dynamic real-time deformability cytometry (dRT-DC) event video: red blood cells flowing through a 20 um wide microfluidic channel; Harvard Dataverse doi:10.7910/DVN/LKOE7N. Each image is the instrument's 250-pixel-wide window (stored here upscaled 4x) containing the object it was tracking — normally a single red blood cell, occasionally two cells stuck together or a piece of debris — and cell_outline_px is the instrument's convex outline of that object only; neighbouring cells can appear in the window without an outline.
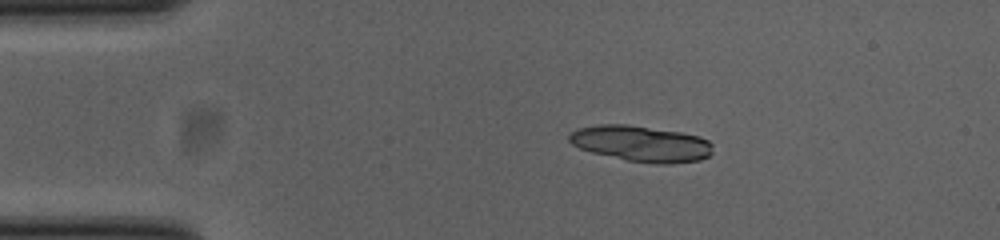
{"species": "common noctule bat (a hibernating species)", "species_latin": "Nyctalus noctula", "temperature_condition": "cold", "stored_images_in_passage": 21, "camera_frame_rate_fps": 3000, "um_per_image_px": 0.085, "animal": {"sex": "female", "body_mass_g": 23.0, "forearm_length_mm": 53.4}, "frame": {"image": 1, "passage_image": 1, "time_ms": 0.0, "image_size_px": [1000, 240], "cell_outline_px": [[712, 152], [708, 156], [700, 160], [668, 164], [656, 164], [628, 160], [592, 152], [580, 148], [572, 144], [568, 140], [568, 136], [572, 132], [580, 128], [600, 124], [628, 124], [680, 132], [700, 136], [708, 140], [712, 144]], "centroid_in_image_um": [54.52, 12.2], "position_along_channel_um": 30.5, "area_um2": 29.94}}